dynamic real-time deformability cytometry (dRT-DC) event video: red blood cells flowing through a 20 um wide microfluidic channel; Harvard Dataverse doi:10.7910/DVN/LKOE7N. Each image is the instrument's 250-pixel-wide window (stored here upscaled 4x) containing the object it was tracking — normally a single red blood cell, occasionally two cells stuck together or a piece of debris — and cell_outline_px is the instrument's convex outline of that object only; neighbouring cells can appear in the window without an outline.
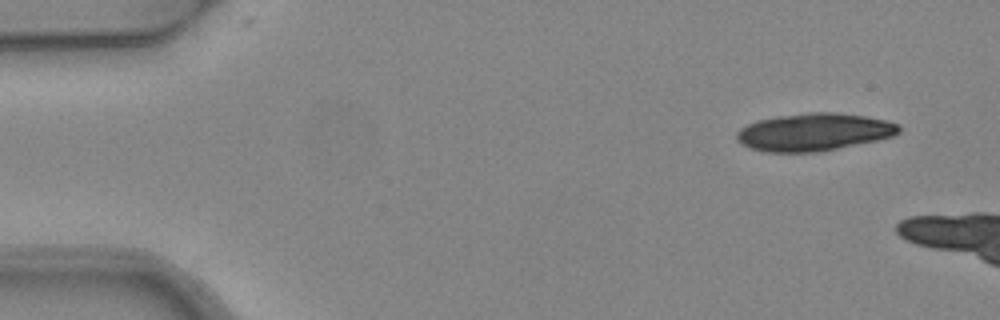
{"species": "common noctule bat (a hibernating species)", "species_latin": "Nyctalus noctula", "temperature_condition": "warm", "stored_images_in_passage": 4, "camera_frame_rate_fps": 3000, "um_per_image_px": 0.085, "animal": {"sex": "female", "body_mass_g": 24.6, "forearm_length_mm": 56.2}, "frame": {"image": 1, "passage_image": 1, "time_ms": 0.0, "image_size_px": [1000, 320], "cell_outline_px": [[900, 132], [892, 136], [876, 140], [816, 152], [764, 152], [740, 144], [736, 140], [736, 132], [740, 128], [756, 120], [776, 116], [808, 112], [832, 112], [864, 116], [884, 120], [900, 124]], "centroid_in_image_um": [69.13, 11.22], "position_along_channel_um": 15.9, "area_um2": 35.43}}